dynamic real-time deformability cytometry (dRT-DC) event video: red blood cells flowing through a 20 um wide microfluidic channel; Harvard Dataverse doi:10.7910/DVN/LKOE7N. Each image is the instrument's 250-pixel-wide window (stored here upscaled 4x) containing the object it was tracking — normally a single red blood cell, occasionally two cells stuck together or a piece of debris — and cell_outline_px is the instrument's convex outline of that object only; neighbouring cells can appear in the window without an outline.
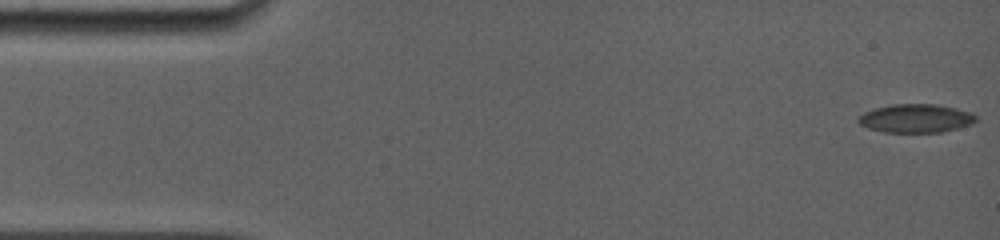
{"species": "common noctule bat (a hibernating species)", "species_latin": "Nyctalus noctula", "temperature_condition": "room temperature", "stored_images_in_passage": 25, "camera_frame_rate_fps": 5000, "um_per_image_px": 0.085, "animal": {"sex": "female", "body_mass_g": 19.0, "forearm_length_mm": 56.7}, "frame": {"image": 1, "passage_image": 1, "time_ms": 0.0, "image_size_px": [1000, 240], "cell_outline_px": [[976, 120], [972, 124], [944, 132], [884, 132], [868, 128], [860, 124], [856, 120], [864, 112], [876, 108], [892, 104], [936, 104], [956, 108], [972, 112], [976, 116]], "centroid_in_image_um": [77.87, 10.06], "position_along_channel_um": 7.1, "area_um2": 19.59}}
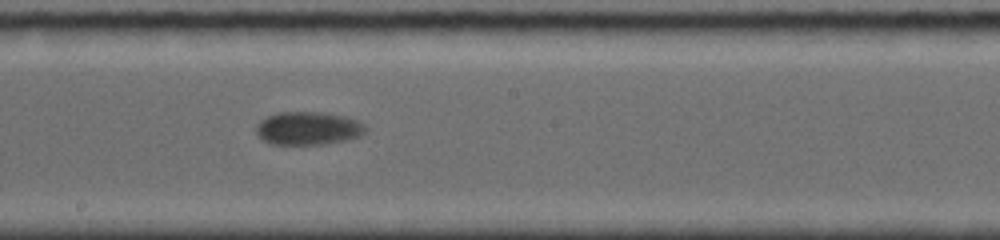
{"frame": {"image": 2, "passage_image": 17, "time_ms": 9.2, "image_size_px": [1000, 240], "cell_outline_px": [[368, 128], [360, 136], [344, 140], [320, 144], [272, 144], [264, 140], [256, 132], [256, 124], [260, 120], [268, 116], [280, 112], [324, 112], [344, 116], [360, 120]], "centroid_in_image_um": [26.21, 10.89], "position_along_channel_um": 222.0, "area_um2": 21.1}}
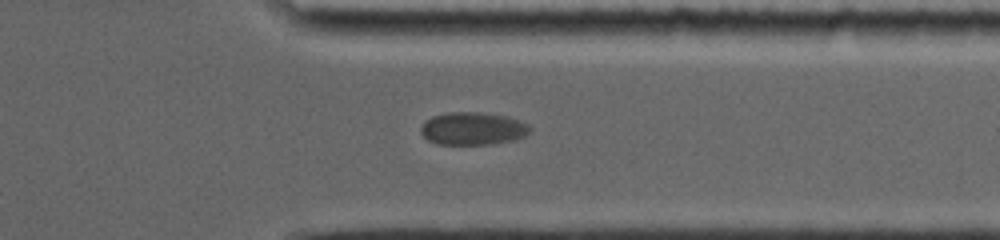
{"frame": {"image": 3, "passage_image": 24, "time_ms": 13.2, "image_size_px": [1000, 240], "cell_outline_px": [[528, 132], [524, 136], [512, 140], [492, 144], [436, 144], [428, 140], [420, 132], [420, 128], [424, 120], [432, 116], [448, 112], [480, 112], [508, 116], [520, 120], [528, 124]], "centroid_in_image_um": [40.14, 10.92], "position_along_channel_um": 371.3, "area_um2": 20.87}}